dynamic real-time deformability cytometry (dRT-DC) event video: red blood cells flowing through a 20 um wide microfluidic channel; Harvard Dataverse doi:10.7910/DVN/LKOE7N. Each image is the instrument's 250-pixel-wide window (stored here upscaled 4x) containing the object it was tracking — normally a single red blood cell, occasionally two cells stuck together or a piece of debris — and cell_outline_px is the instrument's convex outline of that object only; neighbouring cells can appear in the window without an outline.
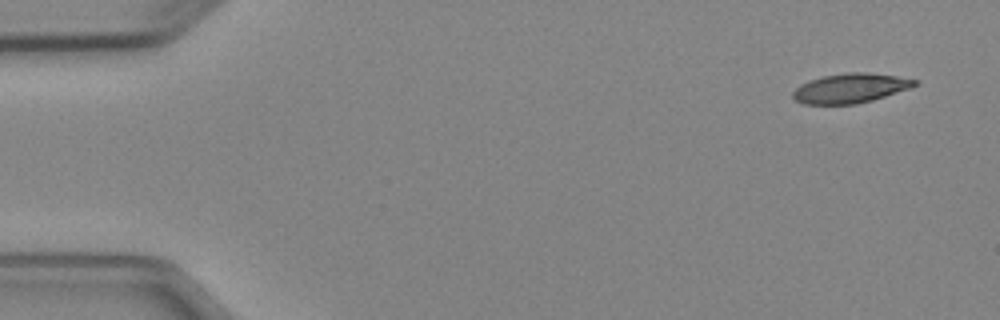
{"species": "Egyptian fruit bat (a non-hibernating species)", "species_latin": "Rousettus aegyptiacus", "temperature_condition": "cold", "stored_images_in_passage": 7, "camera_frame_rate_fps": 3000, "um_per_image_px": 0.085, "animal": {"sex": "female"}, "frame": {"image": 1, "passage_image": 1, "time_ms": 0.0, "image_size_px": [1000, 320], "cell_outline_px": [[920, 84], [912, 88], [872, 100], [856, 104], [804, 104], [796, 100], [792, 96], [792, 92], [800, 84], [824, 76], [848, 72], [864, 72], [896, 76], [920, 80]], "centroid_in_image_um": [72.34, 7.5], "position_along_channel_um": 12.7, "area_um2": 20.98}}
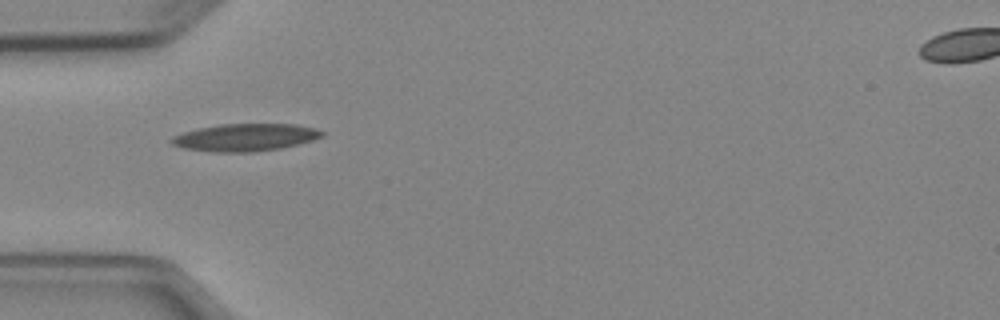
{"frame": {"image": 2, "passage_image": 4, "time_ms": 4.333, "image_size_px": [1000, 320], "cell_outline_px": [[324, 136], [312, 140], [280, 148], [252, 152], [216, 152], [184, 148], [172, 144], [168, 140], [172, 136], [196, 128], [220, 124], [296, 124], [316, 128], [324, 132]], "centroid_in_image_um": [20.83, 11.67], "position_along_channel_um": 64.2, "area_um2": 24.04}}